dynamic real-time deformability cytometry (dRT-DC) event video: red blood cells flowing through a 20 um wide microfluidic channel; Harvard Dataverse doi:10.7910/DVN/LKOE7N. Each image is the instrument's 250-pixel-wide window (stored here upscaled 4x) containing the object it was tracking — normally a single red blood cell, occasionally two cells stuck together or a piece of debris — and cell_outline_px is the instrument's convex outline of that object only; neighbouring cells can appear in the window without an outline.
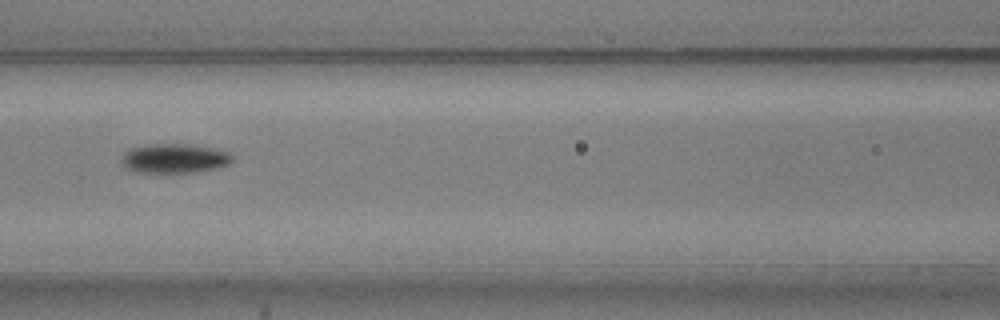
{"species": "common noctule bat (a hibernating species)", "species_latin": "Nyctalus noctula", "temperature_condition": "warm", "stored_images_in_passage": 8, "camera_frame_rate_fps": 3000, "um_per_image_px": 0.085, "animal": {"sex": "male", "body_mass_g": 20.5, "forearm_length_mm": 52.5}, "frame": {"image": 1, "passage_image": 4, "time_ms": 1.0, "image_size_px": [1000, 320], "cell_outline_px": [[232, 160], [228, 164], [220, 168], [192, 172], [132, 172], [120, 160], [124, 152], [132, 148], [152, 144], [188, 144], [228, 152], [232, 156]], "centroid_in_image_um": [14.81, 13.47], "position_along_channel_um": 151.8, "area_um2": 18.67}}
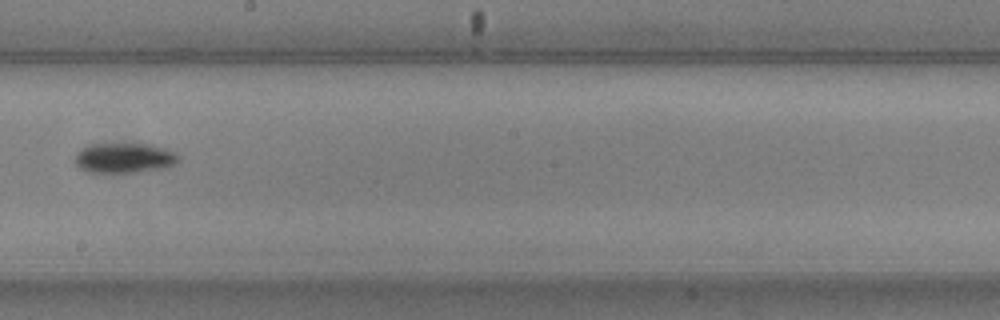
{"frame": {"image": 2, "passage_image": 6, "time_ms": 1.667, "image_size_px": [1000, 320], "cell_outline_px": [[180, 160], [176, 164], [164, 168], [116, 176], [104, 176], [88, 172], [80, 168], [72, 160], [84, 148], [92, 144], [152, 144], [176, 152], [180, 156]], "centroid_in_image_um": [10.58, 13.5], "position_along_channel_um": 237.6, "area_um2": 19.07}}
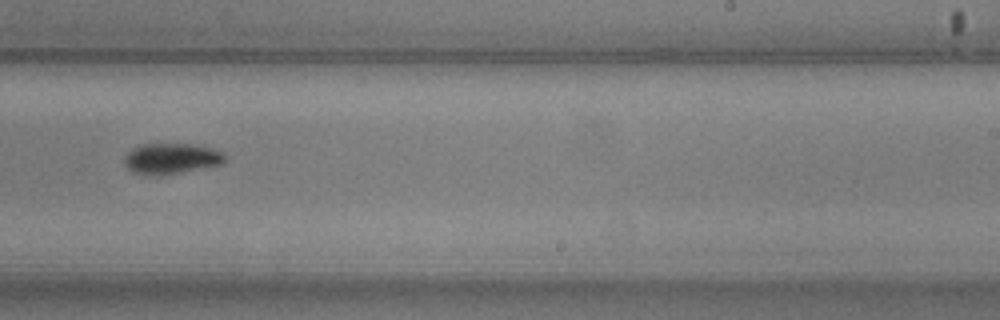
{"frame": {"image": 3, "passage_image": 7, "time_ms": 2.0, "image_size_px": [1000, 320], "cell_outline_px": [[224, 164], [180, 172], [156, 176], [152, 176], [132, 172], [124, 164], [124, 160], [128, 152], [132, 148], [140, 144], [200, 144], [224, 152]], "centroid_in_image_um": [14.56, 13.47], "position_along_channel_um": 274.4, "area_um2": 18.15}}